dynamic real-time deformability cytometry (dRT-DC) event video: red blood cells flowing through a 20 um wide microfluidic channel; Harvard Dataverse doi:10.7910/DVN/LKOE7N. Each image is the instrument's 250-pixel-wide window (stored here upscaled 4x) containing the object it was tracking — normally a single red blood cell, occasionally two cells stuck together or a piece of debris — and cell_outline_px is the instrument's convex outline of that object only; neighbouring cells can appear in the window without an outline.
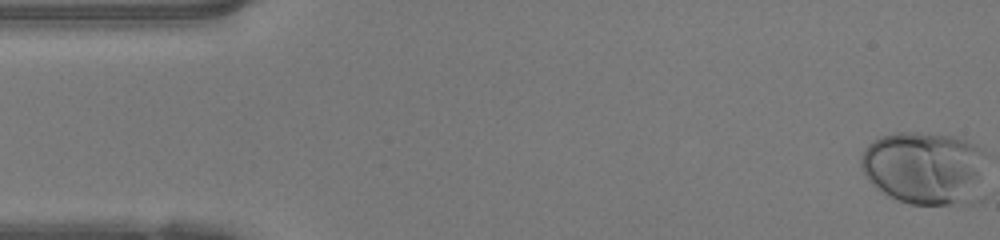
{"species": "human", "species_latin": "Homo sapiens", "temperature_condition": "warm", "stored_images_in_passage": 48, "camera_frame_rate_fps": 3000, "um_per_image_px": 0.085, "donor": {"sex": "female"}, "frame": {"image": 1, "passage_image": 1, "time_ms": 0.0, "image_size_px": [1000, 240], "cell_outline_px": [[984, 200], [972, 204], [912, 204], [896, 200], [872, 184], [868, 180], [860, 164], [860, 156], [864, 148], [872, 140], [880, 136], [896, 132], [920, 132], [956, 136], [968, 140], [984, 148]], "centroid_in_image_um": [78.69, 14.29], "position_along_channel_um": 6.3, "area_um2": 55.26}}
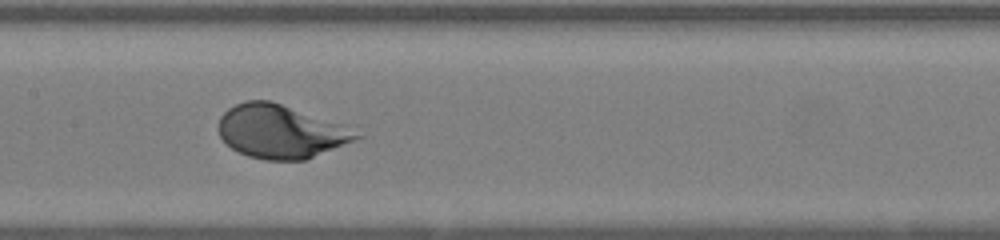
{"frame": {"image": 2, "passage_image": 23, "time_ms": 7.333, "image_size_px": [1000, 240], "cell_outline_px": [[364, 136], [304, 160], [264, 160], [248, 156], [232, 148], [220, 136], [216, 128], [220, 116], [228, 108], [244, 100], [272, 100], [340, 124]], "centroid_in_image_um": [23.78, 11.17], "position_along_channel_um": 183.6, "area_um2": 42.54}}
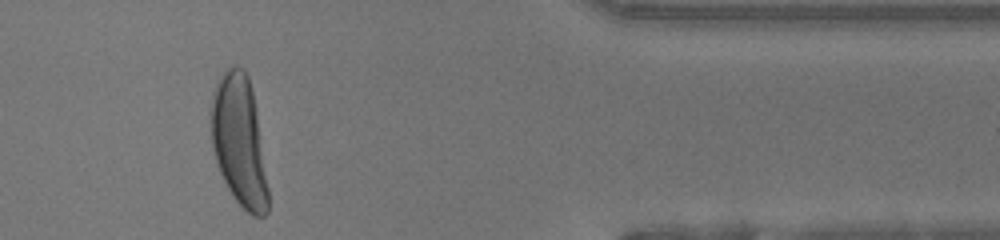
{"frame": {"image": 3, "passage_image": 40, "time_ms": 13.0, "image_size_px": [1000, 240], "cell_outline_px": [[268, 212], [264, 216], [252, 216], [232, 196], [220, 172], [212, 148], [208, 120], [208, 112], [212, 92], [224, 68], [232, 64], [236, 64], [244, 68], [248, 76], [256, 108], [268, 188]], "centroid_in_image_um": [20.28, 11.91], "position_along_channel_um": 391.1, "area_um2": 44.16}}